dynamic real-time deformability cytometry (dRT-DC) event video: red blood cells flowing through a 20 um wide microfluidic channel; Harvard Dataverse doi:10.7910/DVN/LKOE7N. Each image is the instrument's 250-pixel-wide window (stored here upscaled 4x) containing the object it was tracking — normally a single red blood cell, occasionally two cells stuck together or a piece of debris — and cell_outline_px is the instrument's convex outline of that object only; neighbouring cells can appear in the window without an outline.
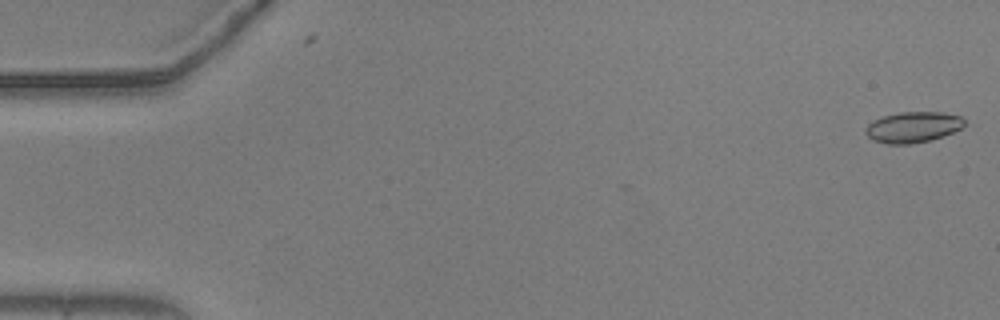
{"species": "common noctule bat (a hibernating species)", "species_latin": "Nyctalus noctula", "temperature_condition": "warm", "stored_images_in_passage": 2, "camera_frame_rate_fps": 3000, "um_per_image_px": 0.085, "animal": {"sex": "male", "body_mass_g": 20.5, "forearm_length_mm": 52.5}, "frame": {"image": 1, "passage_image": 2, "time_ms": 0.333, "image_size_px": [1000, 320], "cell_outline_px": [[964, 124], [960, 128], [952, 132], [928, 140], [912, 144], [888, 144], [872, 140], [864, 132], [864, 128], [872, 120], [884, 116], [900, 112], [944, 112], [960, 116], [964, 120]], "centroid_in_image_um": [77.54, 10.8], "position_along_channel_um": 7.5, "area_um2": 17.63}}